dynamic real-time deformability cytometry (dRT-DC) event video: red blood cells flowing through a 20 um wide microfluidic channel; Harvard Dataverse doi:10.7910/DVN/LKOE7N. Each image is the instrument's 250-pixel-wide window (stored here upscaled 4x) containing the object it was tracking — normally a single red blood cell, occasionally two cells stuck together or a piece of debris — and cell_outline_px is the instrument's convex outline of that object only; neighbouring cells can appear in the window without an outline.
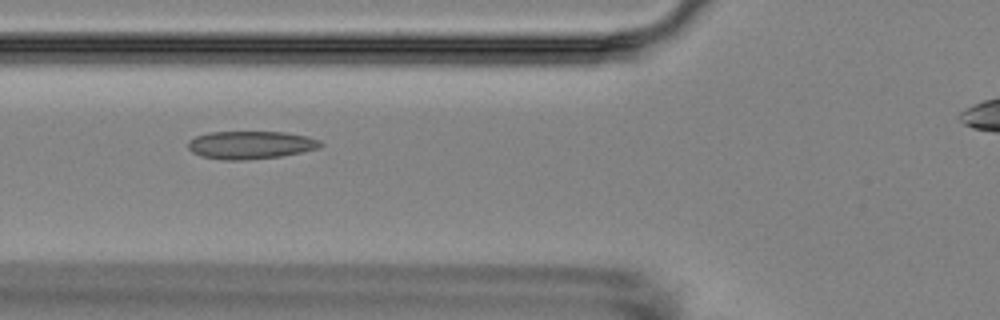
{"species": "Egyptian fruit bat (a non-hibernating species)", "species_latin": "Rousettus aegyptiacus", "temperature_condition": "room temperature", "stored_images_in_passage": 3, "camera_frame_rate_fps": 3000, "um_per_image_px": 0.085, "animal": {"sex": "female"}, "frame": {"image": 1, "passage_image": 2, "time_ms": 1.0, "image_size_px": [1000, 320], "cell_outline_px": [[324, 144], [320, 148], [280, 156], [248, 160], [224, 160], [200, 156], [192, 152], [188, 148], [188, 140], [196, 136], [208, 132], [284, 132], [308, 136], [320, 140]], "centroid_in_image_um": [21.3, 12.32], "position_along_channel_um": 104.5, "area_um2": 21.68}}